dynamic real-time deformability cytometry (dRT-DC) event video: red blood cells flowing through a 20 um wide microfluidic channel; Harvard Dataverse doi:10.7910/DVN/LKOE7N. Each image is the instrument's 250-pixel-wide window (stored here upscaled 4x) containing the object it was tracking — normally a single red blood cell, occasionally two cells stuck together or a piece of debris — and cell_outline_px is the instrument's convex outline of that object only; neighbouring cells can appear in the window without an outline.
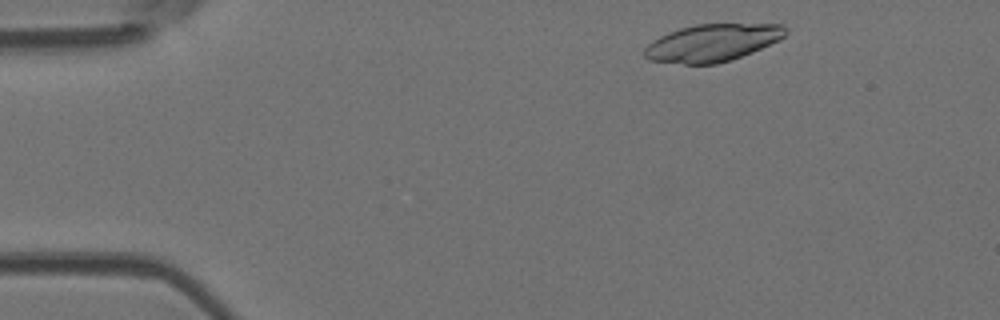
{"species": "Egyptian fruit bat (a non-hibernating species)", "species_latin": "Rousettus aegyptiacus", "temperature_condition": "room temperature", "stored_images_in_passage": 21, "camera_frame_rate_fps": 3000, "um_per_image_px": 0.085, "animal": {"sex": "female"}, "frame": {"image": 1, "passage_image": 3, "time_ms": 0.667, "image_size_px": [1000, 320], "cell_outline_px": [[788, 32], [780, 40], [752, 52], [732, 60], [716, 64], [684, 64], [648, 60], [644, 56], [644, 48], [648, 44], [660, 36], [668, 32], [680, 28], [696, 24], [780, 24]], "centroid_in_image_um": [60.54, 3.64], "position_along_channel_um": 24.5, "area_um2": 30.69}}